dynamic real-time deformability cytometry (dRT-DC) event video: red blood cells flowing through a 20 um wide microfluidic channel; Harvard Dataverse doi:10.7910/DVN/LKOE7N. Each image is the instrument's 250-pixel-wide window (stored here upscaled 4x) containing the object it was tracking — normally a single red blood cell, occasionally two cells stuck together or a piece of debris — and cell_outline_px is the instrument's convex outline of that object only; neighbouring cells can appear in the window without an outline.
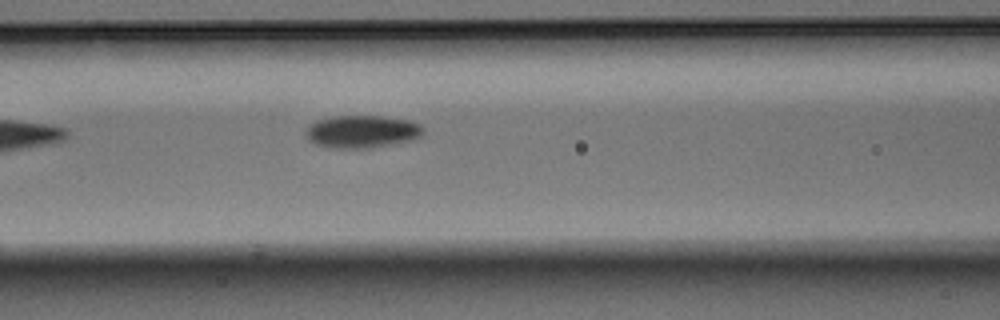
{"species": "Egyptian fruit bat (a non-hibernating species)", "species_latin": "Rousettus aegyptiacus", "temperature_condition": "warm", "stored_images_in_passage": 6, "camera_frame_rate_fps": 3000, "um_per_image_px": 0.085, "animal": {"sex": "male"}, "frame": {"image": 1, "passage_image": 6, "time_ms": 1.667, "image_size_px": [1000, 320], "cell_outline_px": [[424, 132], [420, 136], [412, 140], [372, 148], [328, 148], [316, 144], [308, 140], [304, 132], [308, 124], [316, 120], [332, 116], [384, 116], [408, 120], [420, 124], [424, 128]], "centroid_in_image_um": [30.73, 11.18], "position_along_channel_um": 135.9, "area_um2": 22.66}}